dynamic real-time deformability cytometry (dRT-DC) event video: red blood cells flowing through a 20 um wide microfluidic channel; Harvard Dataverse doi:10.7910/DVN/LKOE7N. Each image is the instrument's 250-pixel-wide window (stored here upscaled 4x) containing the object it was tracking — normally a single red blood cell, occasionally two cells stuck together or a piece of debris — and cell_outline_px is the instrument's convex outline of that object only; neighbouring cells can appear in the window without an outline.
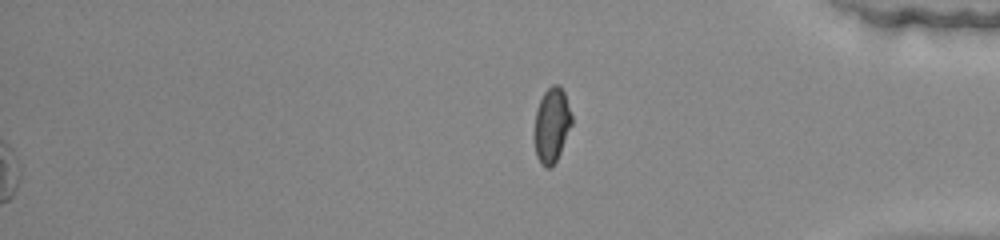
{"species": "common noctule bat (a hibernating species)", "species_latin": "Nyctalus noctula", "temperature_condition": "warm", "stored_images_in_passage": 36, "segment_of_instrument_passage": [2, 2], "camera_frame_rate_fps": 3000, "um_per_image_px": 0.085, "animal": {"sex": "female", "body_mass_g": 22.0, "forearm_length_mm": 56.7}, "frame": {"image": 1, "passage_image": 36, "time_ms": 11.667, "image_size_px": [1000, 240], "cell_outline_px": [[572, 124], [560, 152], [556, 160], [548, 168], [544, 168], [540, 164], [536, 156], [536, 108], [544, 92], [552, 84], [560, 84], [564, 92], [572, 116]], "centroid_in_image_um": [46.91, 10.6], "position_along_channel_um": 388.3, "area_um2": 15.95}}